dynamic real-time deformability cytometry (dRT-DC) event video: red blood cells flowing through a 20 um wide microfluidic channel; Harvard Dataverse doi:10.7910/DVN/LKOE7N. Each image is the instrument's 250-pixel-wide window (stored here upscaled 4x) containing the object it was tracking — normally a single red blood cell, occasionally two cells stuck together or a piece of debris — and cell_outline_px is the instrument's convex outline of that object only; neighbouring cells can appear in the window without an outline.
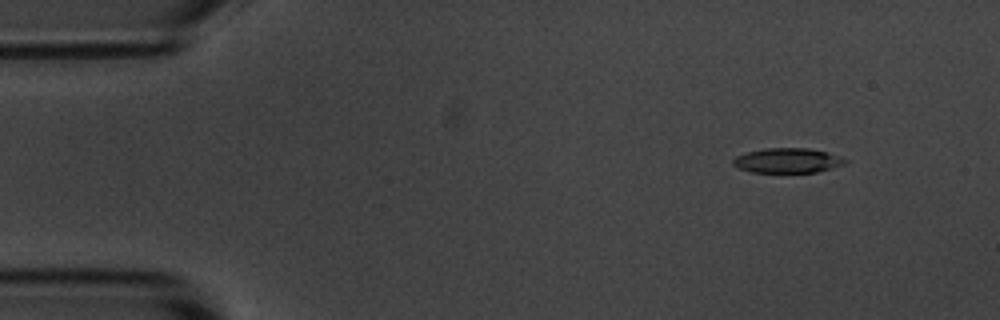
{"species": "common noctule bat (a hibernating species)", "species_latin": "Nyctalus noctula", "temperature_condition": "room temperature", "stored_images_in_passage": 5, "camera_frame_rate_fps": 3000, "um_per_image_px": 0.085, "animal": {"sex": "male", "body_mass_g": 20.1, "forearm_length_mm": 53.5}, "frame": {"image": 1, "passage_image": 1, "time_ms": 0.0, "image_size_px": [1000, 320], "cell_outline_px": [[848, 160], [844, 164], [832, 168], [816, 172], [752, 172], [740, 168], [732, 164], [732, 160], [736, 156], [748, 152], [764, 148], [808, 148], [828, 152]], "centroid_in_image_um": [66.94, 13.64], "position_along_channel_um": 18.1, "area_um2": 16.07}}
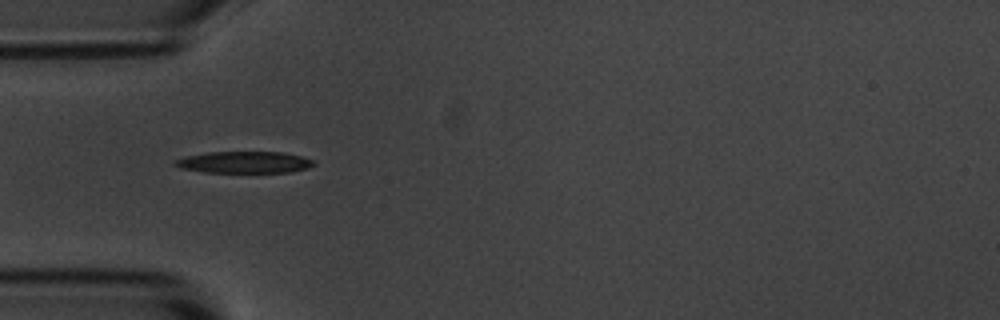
{"frame": {"image": 2, "passage_image": 4, "time_ms": 3.667, "image_size_px": [1000, 320], "cell_outline_px": [[316, 164], [308, 168], [292, 172], [204, 172], [180, 168], [172, 164], [172, 160], [188, 156], [208, 152], [284, 152], [316, 160]], "centroid_in_image_um": [20.78, 13.79], "position_along_channel_um": 64.2, "area_um2": 17.63}}